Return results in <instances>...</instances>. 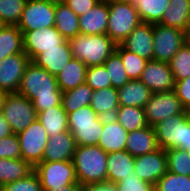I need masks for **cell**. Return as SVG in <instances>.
<instances>
[{
  "mask_svg": "<svg viewBox=\"0 0 190 191\" xmlns=\"http://www.w3.org/2000/svg\"><path fill=\"white\" fill-rule=\"evenodd\" d=\"M17 93L32 101L36 112L61 105L62 91L55 76L32 61L27 65Z\"/></svg>",
  "mask_w": 190,
  "mask_h": 191,
  "instance_id": "cell-1",
  "label": "cell"
},
{
  "mask_svg": "<svg viewBox=\"0 0 190 191\" xmlns=\"http://www.w3.org/2000/svg\"><path fill=\"white\" fill-rule=\"evenodd\" d=\"M107 157L98 145H76L72 162L80 185L107 181Z\"/></svg>",
  "mask_w": 190,
  "mask_h": 191,
  "instance_id": "cell-2",
  "label": "cell"
},
{
  "mask_svg": "<svg viewBox=\"0 0 190 191\" xmlns=\"http://www.w3.org/2000/svg\"><path fill=\"white\" fill-rule=\"evenodd\" d=\"M73 58L82 61L87 67L103 65L112 55L117 44L107 35L77 34L68 40Z\"/></svg>",
  "mask_w": 190,
  "mask_h": 191,
  "instance_id": "cell-3",
  "label": "cell"
},
{
  "mask_svg": "<svg viewBox=\"0 0 190 191\" xmlns=\"http://www.w3.org/2000/svg\"><path fill=\"white\" fill-rule=\"evenodd\" d=\"M109 20L106 34L116 43L123 40L141 23L134 3L122 0H107Z\"/></svg>",
  "mask_w": 190,
  "mask_h": 191,
  "instance_id": "cell-4",
  "label": "cell"
},
{
  "mask_svg": "<svg viewBox=\"0 0 190 191\" xmlns=\"http://www.w3.org/2000/svg\"><path fill=\"white\" fill-rule=\"evenodd\" d=\"M159 148H178L187 151L190 146V121L186 111L169 117L154 126Z\"/></svg>",
  "mask_w": 190,
  "mask_h": 191,
  "instance_id": "cell-5",
  "label": "cell"
},
{
  "mask_svg": "<svg viewBox=\"0 0 190 191\" xmlns=\"http://www.w3.org/2000/svg\"><path fill=\"white\" fill-rule=\"evenodd\" d=\"M43 190L80 185L72 160L42 161L34 167Z\"/></svg>",
  "mask_w": 190,
  "mask_h": 191,
  "instance_id": "cell-6",
  "label": "cell"
},
{
  "mask_svg": "<svg viewBox=\"0 0 190 191\" xmlns=\"http://www.w3.org/2000/svg\"><path fill=\"white\" fill-rule=\"evenodd\" d=\"M1 114L10 124L14 134L24 131L37 119L32 101L17 92L7 94Z\"/></svg>",
  "mask_w": 190,
  "mask_h": 191,
  "instance_id": "cell-7",
  "label": "cell"
},
{
  "mask_svg": "<svg viewBox=\"0 0 190 191\" xmlns=\"http://www.w3.org/2000/svg\"><path fill=\"white\" fill-rule=\"evenodd\" d=\"M185 44V31L153 24V60L169 62Z\"/></svg>",
  "mask_w": 190,
  "mask_h": 191,
  "instance_id": "cell-8",
  "label": "cell"
},
{
  "mask_svg": "<svg viewBox=\"0 0 190 191\" xmlns=\"http://www.w3.org/2000/svg\"><path fill=\"white\" fill-rule=\"evenodd\" d=\"M54 23V1L27 0L17 26L20 31H32L52 27Z\"/></svg>",
  "mask_w": 190,
  "mask_h": 191,
  "instance_id": "cell-9",
  "label": "cell"
},
{
  "mask_svg": "<svg viewBox=\"0 0 190 191\" xmlns=\"http://www.w3.org/2000/svg\"><path fill=\"white\" fill-rule=\"evenodd\" d=\"M144 110L147 124L152 127L169 117L183 114L186 111L174 90L153 93Z\"/></svg>",
  "mask_w": 190,
  "mask_h": 191,
  "instance_id": "cell-10",
  "label": "cell"
},
{
  "mask_svg": "<svg viewBox=\"0 0 190 191\" xmlns=\"http://www.w3.org/2000/svg\"><path fill=\"white\" fill-rule=\"evenodd\" d=\"M22 159L33 168L42 162L44 149L47 145L48 135L38 119L33 121L24 131L17 134Z\"/></svg>",
  "mask_w": 190,
  "mask_h": 191,
  "instance_id": "cell-11",
  "label": "cell"
},
{
  "mask_svg": "<svg viewBox=\"0 0 190 191\" xmlns=\"http://www.w3.org/2000/svg\"><path fill=\"white\" fill-rule=\"evenodd\" d=\"M23 33V50L32 60L45 49L60 48L66 39L55 29V26L40 30L21 31Z\"/></svg>",
  "mask_w": 190,
  "mask_h": 191,
  "instance_id": "cell-12",
  "label": "cell"
},
{
  "mask_svg": "<svg viewBox=\"0 0 190 191\" xmlns=\"http://www.w3.org/2000/svg\"><path fill=\"white\" fill-rule=\"evenodd\" d=\"M134 173L141 180L153 185L168 171L165 150L158 148L155 151L135 157Z\"/></svg>",
  "mask_w": 190,
  "mask_h": 191,
  "instance_id": "cell-13",
  "label": "cell"
},
{
  "mask_svg": "<svg viewBox=\"0 0 190 191\" xmlns=\"http://www.w3.org/2000/svg\"><path fill=\"white\" fill-rule=\"evenodd\" d=\"M30 61L25 53H16L0 60V90L16 93Z\"/></svg>",
  "mask_w": 190,
  "mask_h": 191,
  "instance_id": "cell-14",
  "label": "cell"
},
{
  "mask_svg": "<svg viewBox=\"0 0 190 191\" xmlns=\"http://www.w3.org/2000/svg\"><path fill=\"white\" fill-rule=\"evenodd\" d=\"M139 80L152 93L169 92L175 89V80L168 62L148 60Z\"/></svg>",
  "mask_w": 190,
  "mask_h": 191,
  "instance_id": "cell-15",
  "label": "cell"
},
{
  "mask_svg": "<svg viewBox=\"0 0 190 191\" xmlns=\"http://www.w3.org/2000/svg\"><path fill=\"white\" fill-rule=\"evenodd\" d=\"M120 45L146 60H153V24L141 22Z\"/></svg>",
  "mask_w": 190,
  "mask_h": 191,
  "instance_id": "cell-16",
  "label": "cell"
},
{
  "mask_svg": "<svg viewBox=\"0 0 190 191\" xmlns=\"http://www.w3.org/2000/svg\"><path fill=\"white\" fill-rule=\"evenodd\" d=\"M71 59L73 54L69 41L66 40L60 48L45 49V52L37 54L31 61L57 77Z\"/></svg>",
  "mask_w": 190,
  "mask_h": 191,
  "instance_id": "cell-17",
  "label": "cell"
},
{
  "mask_svg": "<svg viewBox=\"0 0 190 191\" xmlns=\"http://www.w3.org/2000/svg\"><path fill=\"white\" fill-rule=\"evenodd\" d=\"M109 20L108 1L101 0L87 13L79 16L80 34L100 35L106 34Z\"/></svg>",
  "mask_w": 190,
  "mask_h": 191,
  "instance_id": "cell-18",
  "label": "cell"
},
{
  "mask_svg": "<svg viewBox=\"0 0 190 191\" xmlns=\"http://www.w3.org/2000/svg\"><path fill=\"white\" fill-rule=\"evenodd\" d=\"M75 148V139L69 130L58 133L48 138L42 161H70Z\"/></svg>",
  "mask_w": 190,
  "mask_h": 191,
  "instance_id": "cell-19",
  "label": "cell"
},
{
  "mask_svg": "<svg viewBox=\"0 0 190 191\" xmlns=\"http://www.w3.org/2000/svg\"><path fill=\"white\" fill-rule=\"evenodd\" d=\"M128 131L114 118H103V130L98 146L105 152L122 151L126 148Z\"/></svg>",
  "mask_w": 190,
  "mask_h": 191,
  "instance_id": "cell-20",
  "label": "cell"
},
{
  "mask_svg": "<svg viewBox=\"0 0 190 191\" xmlns=\"http://www.w3.org/2000/svg\"><path fill=\"white\" fill-rule=\"evenodd\" d=\"M158 148L154 127L148 125L128 132L125 150L133 157L147 154Z\"/></svg>",
  "mask_w": 190,
  "mask_h": 191,
  "instance_id": "cell-21",
  "label": "cell"
},
{
  "mask_svg": "<svg viewBox=\"0 0 190 191\" xmlns=\"http://www.w3.org/2000/svg\"><path fill=\"white\" fill-rule=\"evenodd\" d=\"M135 157L126 150L108 153L107 157V182L116 184L123 178H127L134 173Z\"/></svg>",
  "mask_w": 190,
  "mask_h": 191,
  "instance_id": "cell-22",
  "label": "cell"
},
{
  "mask_svg": "<svg viewBox=\"0 0 190 191\" xmlns=\"http://www.w3.org/2000/svg\"><path fill=\"white\" fill-rule=\"evenodd\" d=\"M119 107L134 106L144 108L153 94L139 79L129 80L123 87L117 89Z\"/></svg>",
  "mask_w": 190,
  "mask_h": 191,
  "instance_id": "cell-23",
  "label": "cell"
},
{
  "mask_svg": "<svg viewBox=\"0 0 190 191\" xmlns=\"http://www.w3.org/2000/svg\"><path fill=\"white\" fill-rule=\"evenodd\" d=\"M90 107L102 118H112L119 108V96L116 88L108 87L93 92Z\"/></svg>",
  "mask_w": 190,
  "mask_h": 191,
  "instance_id": "cell-24",
  "label": "cell"
},
{
  "mask_svg": "<svg viewBox=\"0 0 190 191\" xmlns=\"http://www.w3.org/2000/svg\"><path fill=\"white\" fill-rule=\"evenodd\" d=\"M159 24L186 31L190 27V0H170Z\"/></svg>",
  "mask_w": 190,
  "mask_h": 191,
  "instance_id": "cell-25",
  "label": "cell"
},
{
  "mask_svg": "<svg viewBox=\"0 0 190 191\" xmlns=\"http://www.w3.org/2000/svg\"><path fill=\"white\" fill-rule=\"evenodd\" d=\"M55 29L69 40L80 33L79 16L63 2H55Z\"/></svg>",
  "mask_w": 190,
  "mask_h": 191,
  "instance_id": "cell-26",
  "label": "cell"
},
{
  "mask_svg": "<svg viewBox=\"0 0 190 191\" xmlns=\"http://www.w3.org/2000/svg\"><path fill=\"white\" fill-rule=\"evenodd\" d=\"M87 66L80 60L71 59L56 77L57 85L62 92L74 89L85 83Z\"/></svg>",
  "mask_w": 190,
  "mask_h": 191,
  "instance_id": "cell-27",
  "label": "cell"
},
{
  "mask_svg": "<svg viewBox=\"0 0 190 191\" xmlns=\"http://www.w3.org/2000/svg\"><path fill=\"white\" fill-rule=\"evenodd\" d=\"M37 119L45 128L48 137L68 131L67 113L62 104L37 112Z\"/></svg>",
  "mask_w": 190,
  "mask_h": 191,
  "instance_id": "cell-28",
  "label": "cell"
},
{
  "mask_svg": "<svg viewBox=\"0 0 190 191\" xmlns=\"http://www.w3.org/2000/svg\"><path fill=\"white\" fill-rule=\"evenodd\" d=\"M33 170L34 168L22 158H0V187L26 177Z\"/></svg>",
  "mask_w": 190,
  "mask_h": 191,
  "instance_id": "cell-29",
  "label": "cell"
},
{
  "mask_svg": "<svg viewBox=\"0 0 190 191\" xmlns=\"http://www.w3.org/2000/svg\"><path fill=\"white\" fill-rule=\"evenodd\" d=\"M23 50V33L18 26L4 25L0 29V60Z\"/></svg>",
  "mask_w": 190,
  "mask_h": 191,
  "instance_id": "cell-30",
  "label": "cell"
},
{
  "mask_svg": "<svg viewBox=\"0 0 190 191\" xmlns=\"http://www.w3.org/2000/svg\"><path fill=\"white\" fill-rule=\"evenodd\" d=\"M94 90L86 83L62 93V107L66 113L89 106Z\"/></svg>",
  "mask_w": 190,
  "mask_h": 191,
  "instance_id": "cell-31",
  "label": "cell"
},
{
  "mask_svg": "<svg viewBox=\"0 0 190 191\" xmlns=\"http://www.w3.org/2000/svg\"><path fill=\"white\" fill-rule=\"evenodd\" d=\"M76 145H98L103 130V118L98 117L95 124L68 125Z\"/></svg>",
  "mask_w": 190,
  "mask_h": 191,
  "instance_id": "cell-32",
  "label": "cell"
},
{
  "mask_svg": "<svg viewBox=\"0 0 190 191\" xmlns=\"http://www.w3.org/2000/svg\"><path fill=\"white\" fill-rule=\"evenodd\" d=\"M169 4L170 0H136L134 2L141 22L151 24L161 21Z\"/></svg>",
  "mask_w": 190,
  "mask_h": 191,
  "instance_id": "cell-33",
  "label": "cell"
},
{
  "mask_svg": "<svg viewBox=\"0 0 190 191\" xmlns=\"http://www.w3.org/2000/svg\"><path fill=\"white\" fill-rule=\"evenodd\" d=\"M114 118L123 126V128L132 132L140 128L148 126L145 110L141 107L123 106L119 107Z\"/></svg>",
  "mask_w": 190,
  "mask_h": 191,
  "instance_id": "cell-34",
  "label": "cell"
},
{
  "mask_svg": "<svg viewBox=\"0 0 190 191\" xmlns=\"http://www.w3.org/2000/svg\"><path fill=\"white\" fill-rule=\"evenodd\" d=\"M115 52L120 56L129 79H140L148 60L135 53L125 50L120 44H117Z\"/></svg>",
  "mask_w": 190,
  "mask_h": 191,
  "instance_id": "cell-35",
  "label": "cell"
},
{
  "mask_svg": "<svg viewBox=\"0 0 190 191\" xmlns=\"http://www.w3.org/2000/svg\"><path fill=\"white\" fill-rule=\"evenodd\" d=\"M103 65L109 73L108 76L113 88L119 89L130 80L125 71V66L116 52L110 55Z\"/></svg>",
  "mask_w": 190,
  "mask_h": 191,
  "instance_id": "cell-36",
  "label": "cell"
},
{
  "mask_svg": "<svg viewBox=\"0 0 190 191\" xmlns=\"http://www.w3.org/2000/svg\"><path fill=\"white\" fill-rule=\"evenodd\" d=\"M175 81L190 76V47L184 44L168 62Z\"/></svg>",
  "mask_w": 190,
  "mask_h": 191,
  "instance_id": "cell-37",
  "label": "cell"
},
{
  "mask_svg": "<svg viewBox=\"0 0 190 191\" xmlns=\"http://www.w3.org/2000/svg\"><path fill=\"white\" fill-rule=\"evenodd\" d=\"M165 152L169 172L190 176V158L186 150L172 148Z\"/></svg>",
  "mask_w": 190,
  "mask_h": 191,
  "instance_id": "cell-38",
  "label": "cell"
},
{
  "mask_svg": "<svg viewBox=\"0 0 190 191\" xmlns=\"http://www.w3.org/2000/svg\"><path fill=\"white\" fill-rule=\"evenodd\" d=\"M154 191H190V176L167 171L154 185Z\"/></svg>",
  "mask_w": 190,
  "mask_h": 191,
  "instance_id": "cell-39",
  "label": "cell"
},
{
  "mask_svg": "<svg viewBox=\"0 0 190 191\" xmlns=\"http://www.w3.org/2000/svg\"><path fill=\"white\" fill-rule=\"evenodd\" d=\"M27 0H0V20L4 25L17 26Z\"/></svg>",
  "mask_w": 190,
  "mask_h": 191,
  "instance_id": "cell-40",
  "label": "cell"
},
{
  "mask_svg": "<svg viewBox=\"0 0 190 191\" xmlns=\"http://www.w3.org/2000/svg\"><path fill=\"white\" fill-rule=\"evenodd\" d=\"M104 65L87 67L85 83L94 91L111 87V81Z\"/></svg>",
  "mask_w": 190,
  "mask_h": 191,
  "instance_id": "cell-41",
  "label": "cell"
},
{
  "mask_svg": "<svg viewBox=\"0 0 190 191\" xmlns=\"http://www.w3.org/2000/svg\"><path fill=\"white\" fill-rule=\"evenodd\" d=\"M0 191H43V188L33 170L26 177L1 186Z\"/></svg>",
  "mask_w": 190,
  "mask_h": 191,
  "instance_id": "cell-42",
  "label": "cell"
},
{
  "mask_svg": "<svg viewBox=\"0 0 190 191\" xmlns=\"http://www.w3.org/2000/svg\"><path fill=\"white\" fill-rule=\"evenodd\" d=\"M0 158H22L20 143L17 134H11L0 139Z\"/></svg>",
  "mask_w": 190,
  "mask_h": 191,
  "instance_id": "cell-43",
  "label": "cell"
},
{
  "mask_svg": "<svg viewBox=\"0 0 190 191\" xmlns=\"http://www.w3.org/2000/svg\"><path fill=\"white\" fill-rule=\"evenodd\" d=\"M117 191H154V185L143 181L136 174L123 178L116 183Z\"/></svg>",
  "mask_w": 190,
  "mask_h": 191,
  "instance_id": "cell-44",
  "label": "cell"
},
{
  "mask_svg": "<svg viewBox=\"0 0 190 191\" xmlns=\"http://www.w3.org/2000/svg\"><path fill=\"white\" fill-rule=\"evenodd\" d=\"M98 117L90 105L67 114L68 125L95 124Z\"/></svg>",
  "mask_w": 190,
  "mask_h": 191,
  "instance_id": "cell-45",
  "label": "cell"
},
{
  "mask_svg": "<svg viewBox=\"0 0 190 191\" xmlns=\"http://www.w3.org/2000/svg\"><path fill=\"white\" fill-rule=\"evenodd\" d=\"M100 1L101 0H64L63 3L77 16H81L96 6Z\"/></svg>",
  "mask_w": 190,
  "mask_h": 191,
  "instance_id": "cell-46",
  "label": "cell"
},
{
  "mask_svg": "<svg viewBox=\"0 0 190 191\" xmlns=\"http://www.w3.org/2000/svg\"><path fill=\"white\" fill-rule=\"evenodd\" d=\"M174 91L185 109L190 108V76L184 80L175 81Z\"/></svg>",
  "mask_w": 190,
  "mask_h": 191,
  "instance_id": "cell-47",
  "label": "cell"
},
{
  "mask_svg": "<svg viewBox=\"0 0 190 191\" xmlns=\"http://www.w3.org/2000/svg\"><path fill=\"white\" fill-rule=\"evenodd\" d=\"M79 191H117L116 184L101 182L96 184L80 185Z\"/></svg>",
  "mask_w": 190,
  "mask_h": 191,
  "instance_id": "cell-48",
  "label": "cell"
},
{
  "mask_svg": "<svg viewBox=\"0 0 190 191\" xmlns=\"http://www.w3.org/2000/svg\"><path fill=\"white\" fill-rule=\"evenodd\" d=\"M13 134L10 124L0 112V139Z\"/></svg>",
  "mask_w": 190,
  "mask_h": 191,
  "instance_id": "cell-49",
  "label": "cell"
},
{
  "mask_svg": "<svg viewBox=\"0 0 190 191\" xmlns=\"http://www.w3.org/2000/svg\"><path fill=\"white\" fill-rule=\"evenodd\" d=\"M80 185H67L61 188H54L50 190H43V191H79Z\"/></svg>",
  "mask_w": 190,
  "mask_h": 191,
  "instance_id": "cell-50",
  "label": "cell"
},
{
  "mask_svg": "<svg viewBox=\"0 0 190 191\" xmlns=\"http://www.w3.org/2000/svg\"><path fill=\"white\" fill-rule=\"evenodd\" d=\"M7 92L3 91V90H0V112L3 108V105H4V101H5V98L7 96Z\"/></svg>",
  "mask_w": 190,
  "mask_h": 191,
  "instance_id": "cell-51",
  "label": "cell"
},
{
  "mask_svg": "<svg viewBox=\"0 0 190 191\" xmlns=\"http://www.w3.org/2000/svg\"><path fill=\"white\" fill-rule=\"evenodd\" d=\"M185 44L190 47V27L185 31Z\"/></svg>",
  "mask_w": 190,
  "mask_h": 191,
  "instance_id": "cell-52",
  "label": "cell"
},
{
  "mask_svg": "<svg viewBox=\"0 0 190 191\" xmlns=\"http://www.w3.org/2000/svg\"><path fill=\"white\" fill-rule=\"evenodd\" d=\"M188 120L190 121V108L186 109Z\"/></svg>",
  "mask_w": 190,
  "mask_h": 191,
  "instance_id": "cell-53",
  "label": "cell"
},
{
  "mask_svg": "<svg viewBox=\"0 0 190 191\" xmlns=\"http://www.w3.org/2000/svg\"><path fill=\"white\" fill-rule=\"evenodd\" d=\"M187 153H188L189 158H190V146H187Z\"/></svg>",
  "mask_w": 190,
  "mask_h": 191,
  "instance_id": "cell-54",
  "label": "cell"
},
{
  "mask_svg": "<svg viewBox=\"0 0 190 191\" xmlns=\"http://www.w3.org/2000/svg\"><path fill=\"white\" fill-rule=\"evenodd\" d=\"M122 1H128L130 3H134L136 0H122Z\"/></svg>",
  "mask_w": 190,
  "mask_h": 191,
  "instance_id": "cell-55",
  "label": "cell"
},
{
  "mask_svg": "<svg viewBox=\"0 0 190 191\" xmlns=\"http://www.w3.org/2000/svg\"><path fill=\"white\" fill-rule=\"evenodd\" d=\"M49 1H54V2H63L64 0H49Z\"/></svg>",
  "mask_w": 190,
  "mask_h": 191,
  "instance_id": "cell-56",
  "label": "cell"
},
{
  "mask_svg": "<svg viewBox=\"0 0 190 191\" xmlns=\"http://www.w3.org/2000/svg\"><path fill=\"white\" fill-rule=\"evenodd\" d=\"M4 26L3 22L0 20V29Z\"/></svg>",
  "mask_w": 190,
  "mask_h": 191,
  "instance_id": "cell-57",
  "label": "cell"
}]
</instances>
